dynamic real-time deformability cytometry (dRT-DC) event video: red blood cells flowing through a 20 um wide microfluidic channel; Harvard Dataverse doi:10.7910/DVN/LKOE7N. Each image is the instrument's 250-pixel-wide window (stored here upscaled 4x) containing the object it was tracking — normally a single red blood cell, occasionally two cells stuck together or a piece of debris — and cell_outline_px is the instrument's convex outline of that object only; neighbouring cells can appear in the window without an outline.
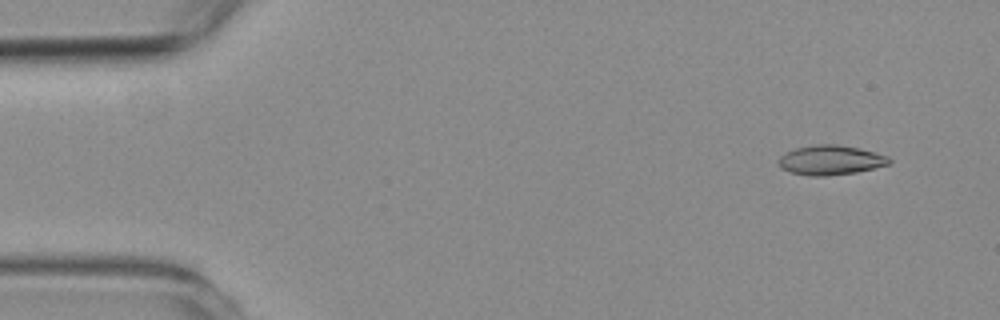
{"species": "common noctule bat (a hibernating species)", "species_latin": "Nyctalus noctula", "temperature_condition": "room temperature", "stored_images_in_passage": 10, "camera_frame_rate_fps": 3000, "um_per_image_px": 0.085, "animal": {"sex": "female", "body_mass_g": 19.3, "forearm_length_mm": 54.1}, "frame": {"image": 1, "passage_image": 4, "time_ms": 1.0, "image_size_px": [1000, 320], "cell_outline_px": [[892, 160], [888, 164], [856, 172], [828, 176], [808, 176], [792, 172], [780, 168], [780, 156], [796, 148], [816, 144], [836, 144], [860, 148], [888, 156]], "centroid_in_image_um": [70.61, 13.61], "position_along_channel_um": 14.4, "area_um2": 18.9}}